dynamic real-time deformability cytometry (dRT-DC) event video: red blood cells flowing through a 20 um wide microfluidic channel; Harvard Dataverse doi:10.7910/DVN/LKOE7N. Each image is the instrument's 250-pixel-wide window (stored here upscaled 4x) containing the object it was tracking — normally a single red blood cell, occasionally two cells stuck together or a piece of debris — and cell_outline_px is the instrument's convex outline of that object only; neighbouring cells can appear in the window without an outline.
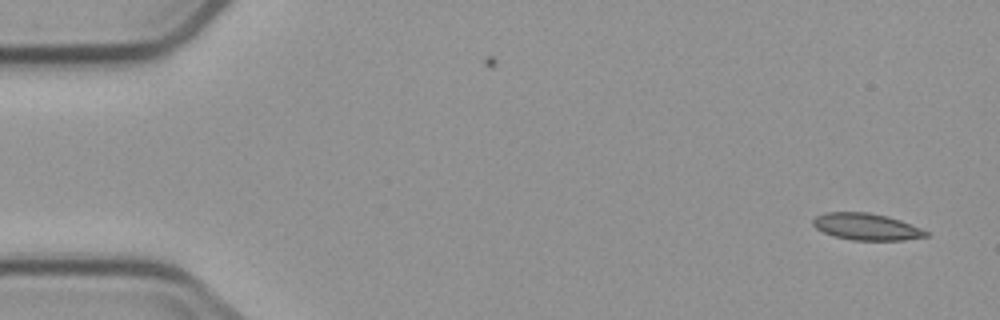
{"species": "common noctule bat (a hibernating species)", "species_latin": "Nyctalus noctula", "temperature_condition": "cold", "stored_images_in_passage": 6, "camera_frame_rate_fps": 3000, "um_per_image_px": 0.085, "animal": {"sex": "male", "body_mass_g": 23.1, "forearm_length_mm": 52.7}, "frame": {"image": 1, "passage_image": 1, "time_ms": 0.0, "image_size_px": [1000, 320], "cell_outline_px": [[928, 236], [904, 240], [852, 240], [832, 236], [816, 228], [812, 224], [812, 220], [816, 216], [824, 212], [868, 212], [888, 216], [900, 220], [920, 228], [928, 232]], "centroid_in_image_um": [73.61, 19.27], "position_along_channel_um": 11.4, "area_um2": 17.63}}
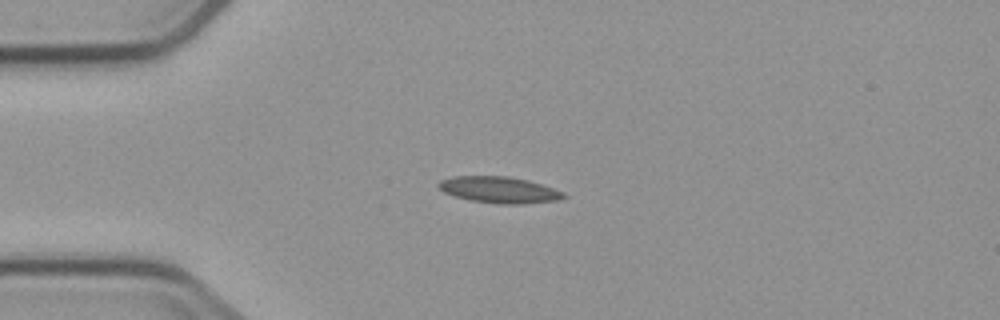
{"frame": {"image": 2, "passage_image": 4, "time_ms": 3.667, "image_size_px": [1000, 320], "cell_outline_px": [[568, 196], [556, 200], [524, 204], [500, 204], [472, 200], [456, 196], [444, 192], [436, 184], [440, 180], [452, 176], [508, 176], [528, 180], [564, 192]], "centroid_in_image_um": [42.43, 16.13], "position_along_channel_um": 42.6, "area_um2": 19.07}}
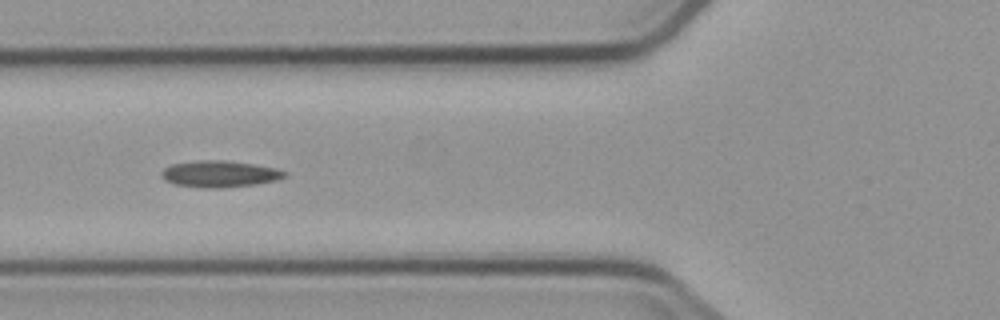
{"frame": {"image": 3, "passage_image": 6, "time_ms": 6.0, "image_size_px": [1000, 320], "cell_outline_px": [[288, 176], [276, 180], [256, 184], [212, 188], [176, 184], [164, 180], [160, 176], [160, 172], [164, 168], [172, 164], [196, 160], [224, 160], [252, 164], [272, 168], [288, 172]], "centroid_in_image_um": [18.64, 14.77], "position_along_channel_um": 107.2, "area_um2": 18.79}}